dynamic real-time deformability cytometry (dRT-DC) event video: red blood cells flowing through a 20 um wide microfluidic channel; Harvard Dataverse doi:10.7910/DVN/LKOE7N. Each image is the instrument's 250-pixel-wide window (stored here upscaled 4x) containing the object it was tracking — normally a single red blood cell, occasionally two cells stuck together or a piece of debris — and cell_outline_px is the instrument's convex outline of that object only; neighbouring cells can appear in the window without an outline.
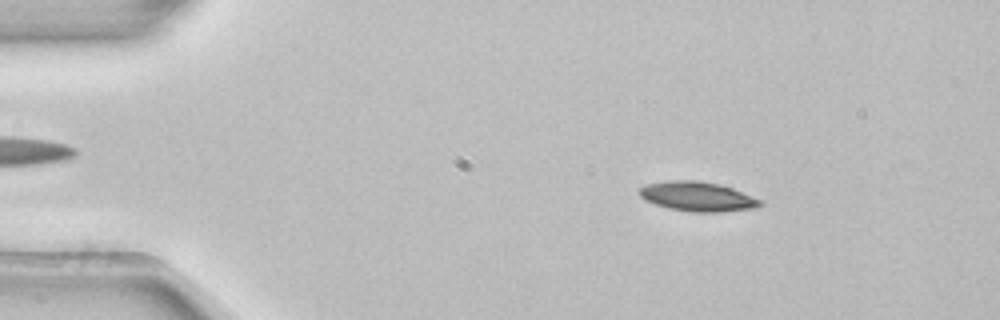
{"species": "common noctule bat (a hibernating species)", "species_latin": "Nyctalus noctula", "temperature_condition": "room temperature", "stored_images_in_passage": 4, "camera_frame_rate_fps": 3000, "um_per_image_px": 0.085, "animal": {"sex": "female", "body_mass_g": 22.7, "forearm_length_mm": 54.2}, "frame": {"image": 1, "passage_image": 2, "time_ms": 0.333, "image_size_px": [1000, 320], "cell_outline_px": [[764, 204], [756, 208], [724, 212], [692, 212], [668, 208], [644, 200], [640, 196], [640, 188], [648, 184], [668, 180], [700, 180], [720, 184], [732, 188], [764, 200]], "centroid_in_image_um": [59.35, 16.71], "position_along_channel_um": 25.6, "area_um2": 21.04}}
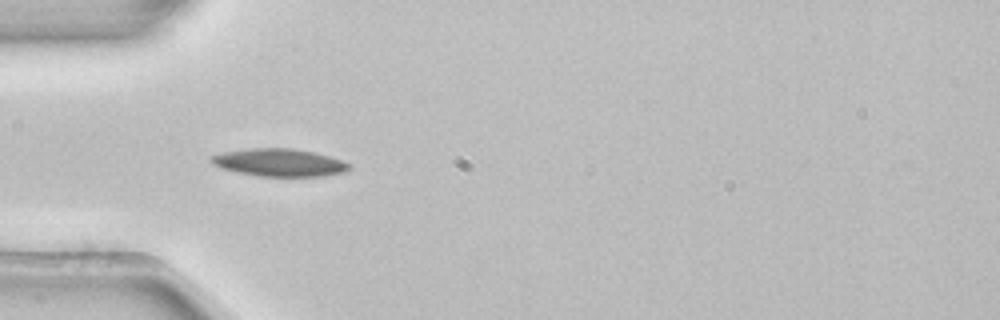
{"frame": {"image": 2, "passage_image": 3, "time_ms": 0.667, "image_size_px": [1000, 320], "cell_outline_px": [[352, 168], [344, 172], [324, 176], [260, 176], [236, 172], [220, 168], [212, 164], [208, 160], [208, 156], [220, 152], [248, 148], [292, 148], [312, 152], [328, 156], [352, 164]], "centroid_in_image_um": [23.67, 13.81], "position_along_channel_um": 61.3, "area_um2": 22.48}}